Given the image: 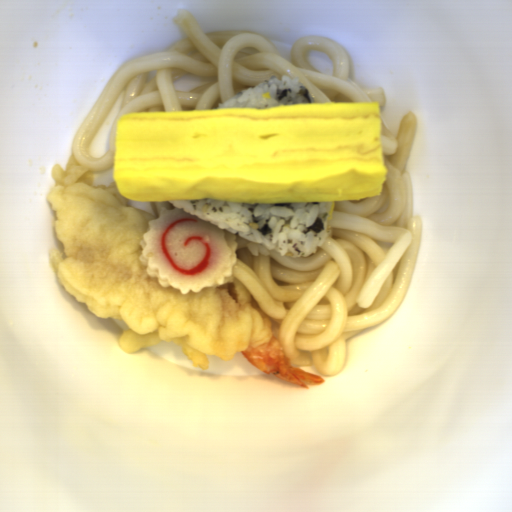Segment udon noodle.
<instances>
[{
  "label": "udon noodle",
  "instance_id": "udon-noodle-3",
  "mask_svg": "<svg viewBox=\"0 0 512 512\" xmlns=\"http://www.w3.org/2000/svg\"><path fill=\"white\" fill-rule=\"evenodd\" d=\"M154 203H155L158 213L161 208H168L170 210L174 209V208H178V207L172 205L171 203H169L168 201H154Z\"/></svg>",
  "mask_w": 512,
  "mask_h": 512
},
{
  "label": "udon noodle",
  "instance_id": "udon-noodle-1",
  "mask_svg": "<svg viewBox=\"0 0 512 512\" xmlns=\"http://www.w3.org/2000/svg\"><path fill=\"white\" fill-rule=\"evenodd\" d=\"M416 125L410 110L396 136L381 120L388 171L381 195L333 201L331 232L314 253L281 256L235 235L231 278L268 314L273 337L294 367L340 373L346 340L389 318L402 303L422 237L406 169Z\"/></svg>",
  "mask_w": 512,
  "mask_h": 512
},
{
  "label": "udon noodle",
  "instance_id": "udon-noodle-2",
  "mask_svg": "<svg viewBox=\"0 0 512 512\" xmlns=\"http://www.w3.org/2000/svg\"><path fill=\"white\" fill-rule=\"evenodd\" d=\"M186 35L166 50L128 60L97 98L74 133L71 156L86 169L104 172L114 165L117 124L125 113L216 110L217 107L272 76L292 73L316 104L379 102L383 88H362L350 77L344 46L329 37L300 36L293 44L296 65L265 37L246 30L203 32L193 13L179 9L173 18ZM326 51L332 75L317 71L304 58L312 49ZM190 74L210 77V82L189 91H175L174 79ZM125 96L113 126L109 147L102 158H93L89 144L120 91Z\"/></svg>",
  "mask_w": 512,
  "mask_h": 512
}]
</instances>
